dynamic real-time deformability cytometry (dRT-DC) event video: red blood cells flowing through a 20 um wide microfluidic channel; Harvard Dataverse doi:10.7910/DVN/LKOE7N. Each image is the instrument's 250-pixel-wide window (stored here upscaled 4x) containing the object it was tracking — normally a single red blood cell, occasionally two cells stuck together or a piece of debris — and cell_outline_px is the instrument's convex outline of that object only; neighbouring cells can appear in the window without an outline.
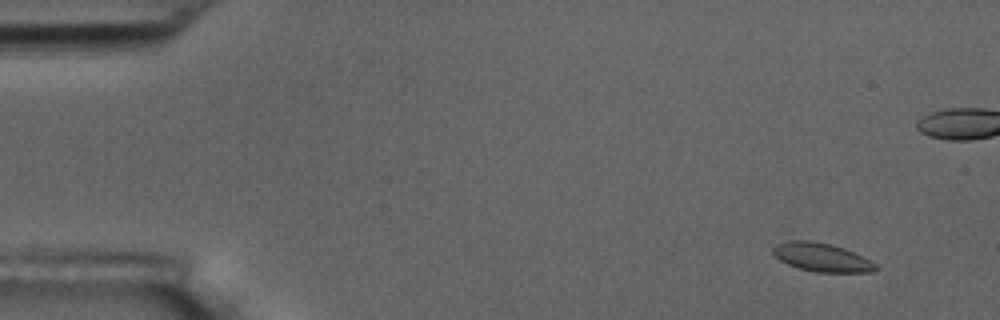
{"species": "common noctule bat (a hibernating species)", "species_latin": "Nyctalus noctula", "temperature_condition": "room temperature", "stored_images_in_passage": 10, "camera_frame_rate_fps": 3000, "um_per_image_px": 0.085, "animal": {"sex": "male", "body_mass_g": 17.5, "forearm_length_mm": 52.3}, "frame": {"image": 1, "passage_image": 2, "time_ms": 1.333, "image_size_px": [1000, 320], "cell_outline_px": [[880, 268], [872, 272], [816, 272], [800, 268], [788, 264], [780, 260], [772, 252], [772, 248], [776, 244], [788, 240], [808, 240], [828, 244], [844, 248], [876, 264]], "centroid_in_image_um": [69.82, 21.87], "position_along_channel_um": 15.2, "area_um2": 16.82}}
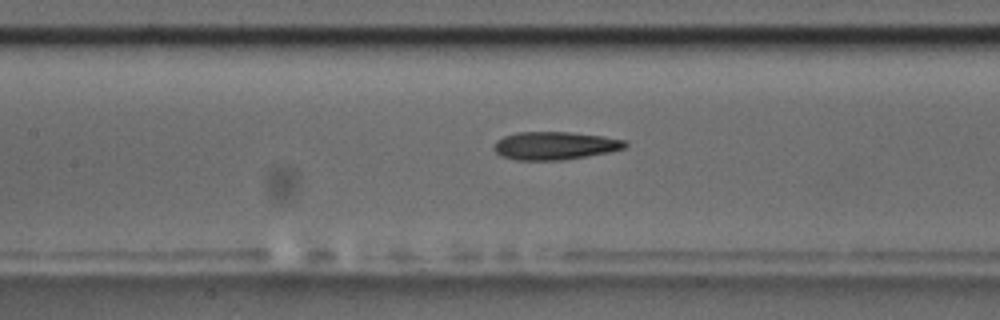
{"frame": {"image": 2, "passage_image": 9, "time_ms": 10.333, "image_size_px": [1000, 320], "cell_outline_px": [[628, 144], [624, 148], [608, 152], [560, 160], [516, 160], [500, 156], [492, 148], [496, 140], [504, 136], [516, 132], [568, 132], [604, 136], [628, 140]], "centroid_in_image_um": [47.14, 12.37], "position_along_channel_um": 160.3, "area_um2": 21.44}}
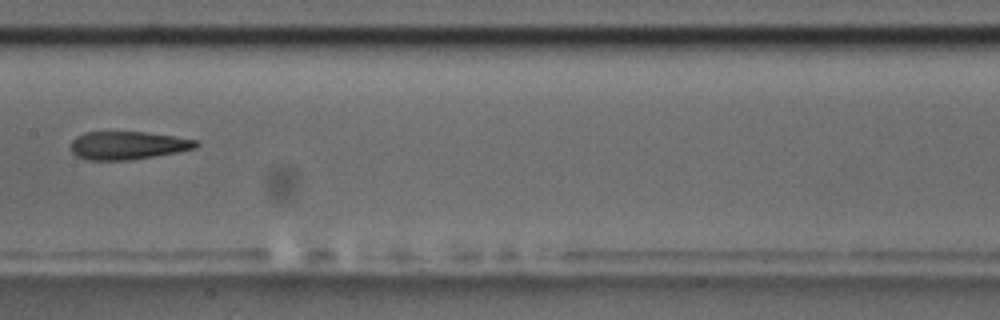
{"frame": {"image": 3, "passage_image": 10, "time_ms": 11.333, "image_size_px": [1000, 320], "cell_outline_px": [[200, 144], [196, 148], [180, 152], [128, 160], [88, 160], [76, 156], [72, 152], [72, 140], [76, 136], [84, 132], [144, 132], [172, 136], [196, 140]], "centroid_in_image_um": [10.86, 12.36], "position_along_channel_um": 196.5, "area_um2": 20.46}}